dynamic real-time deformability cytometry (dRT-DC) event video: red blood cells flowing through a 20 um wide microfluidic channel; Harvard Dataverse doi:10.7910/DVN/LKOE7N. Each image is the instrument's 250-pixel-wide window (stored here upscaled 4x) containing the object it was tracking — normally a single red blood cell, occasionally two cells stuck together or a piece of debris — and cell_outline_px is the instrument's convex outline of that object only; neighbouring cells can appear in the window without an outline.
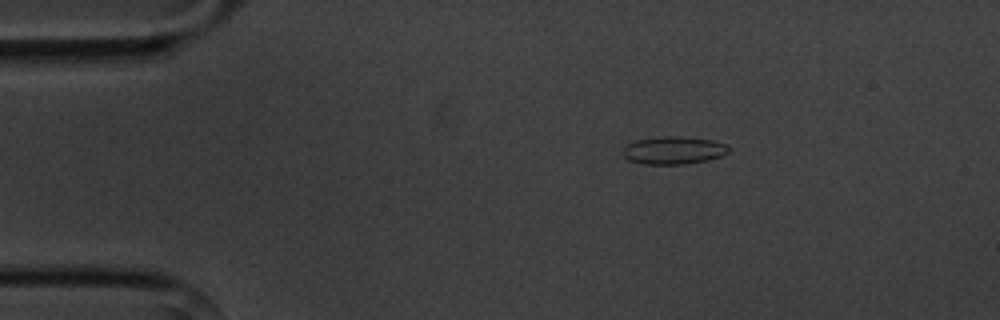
{"species": "common noctule bat (a hibernating species)", "species_latin": "Nyctalus noctula", "temperature_condition": "cold", "stored_images_in_passage": 5, "camera_frame_rate_fps": 3000, "um_per_image_px": 0.085, "animal": {"sex": "male", "body_mass_g": 20.1, "forearm_length_mm": 53.5}, "frame": {"image": 1, "passage_image": 1, "time_ms": 0.0, "image_size_px": [1000, 320], "cell_outline_px": [[728, 152], [720, 156], [708, 160], [684, 164], [644, 164], [628, 160], [624, 156], [624, 148], [628, 144], [636, 140], [664, 136], [680, 136], [712, 140], [724, 144], [728, 148]], "centroid_in_image_um": [57.24, 12.78], "position_along_channel_um": 27.8, "area_um2": 16.88}}
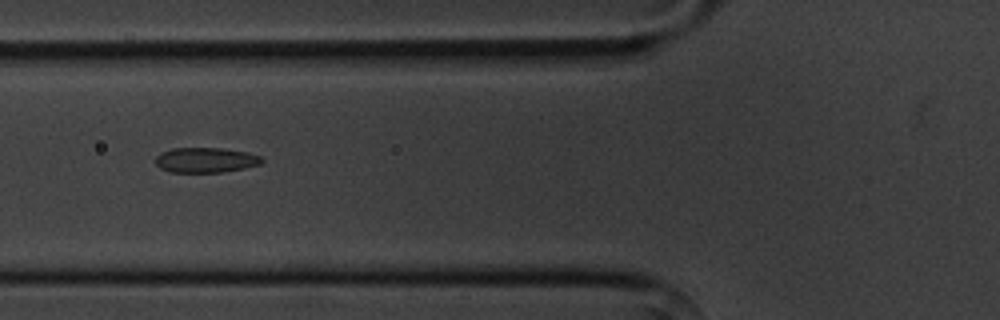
{"frame": {"image": 2, "passage_image": 4, "time_ms": 3.667, "image_size_px": [1000, 320], "cell_outline_px": [[264, 160], [260, 164], [244, 168], [224, 172], [172, 172], [160, 168], [156, 164], [156, 156], [160, 152], [172, 148], [220, 148], [248, 152], [260, 156]], "centroid_in_image_um": [17.48, 13.6], "position_along_channel_um": 108.3, "area_um2": 15.55}}
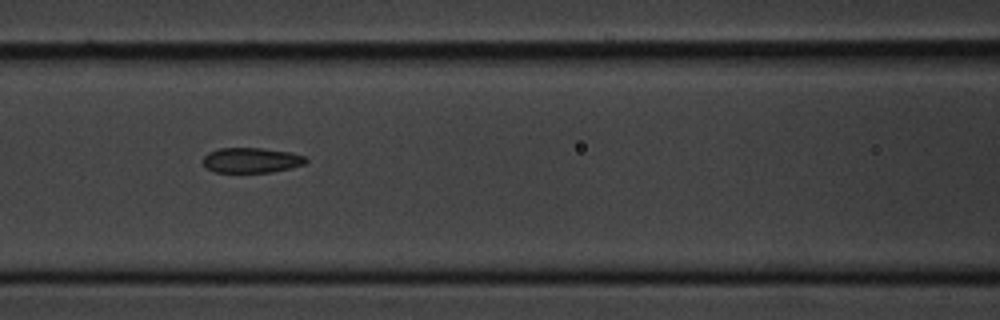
{"frame": {"image": 3, "passage_image": 5, "time_ms": 4.667, "image_size_px": [1000, 320], "cell_outline_px": [[308, 160], [304, 164], [272, 172], [216, 172], [208, 168], [204, 164], [204, 156], [208, 152], [220, 148], [260, 148], [292, 152], [304, 156]], "centroid_in_image_um": [21.38, 13.61], "position_along_channel_um": 145.2, "area_um2": 14.91}}